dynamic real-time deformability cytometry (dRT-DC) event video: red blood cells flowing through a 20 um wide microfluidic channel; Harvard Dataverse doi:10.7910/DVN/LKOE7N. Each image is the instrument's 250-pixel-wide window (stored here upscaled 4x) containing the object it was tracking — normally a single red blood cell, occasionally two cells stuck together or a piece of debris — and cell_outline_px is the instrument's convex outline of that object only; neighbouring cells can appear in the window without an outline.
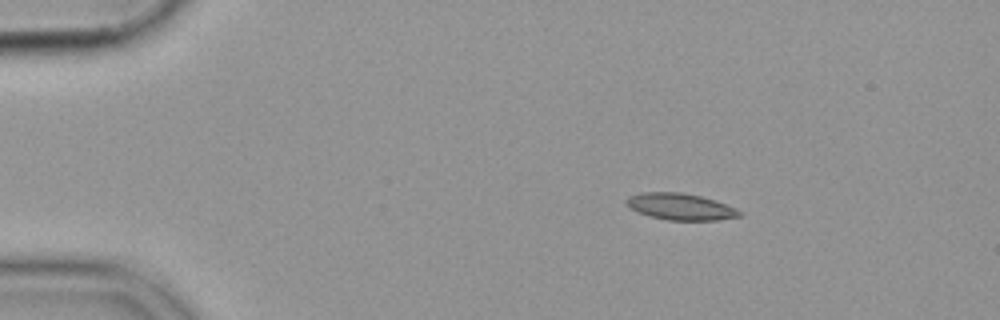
{"species": "common noctule bat (a hibernating species)", "species_latin": "Nyctalus noctula", "temperature_condition": "cold", "stored_images_in_passage": 47, "camera_frame_rate_fps": 3000, "um_per_image_px": 0.085, "animal": {"sex": "female", "body_mass_g": 19.9}, "frame": {"image": 1, "passage_image": 1, "time_ms": 0.0, "image_size_px": [1000, 320], "cell_outline_px": [[744, 212], [740, 216], [716, 220], [668, 220], [648, 216], [632, 208], [624, 200], [628, 196], [640, 192], [680, 192], [700, 196], [736, 208]], "centroid_in_image_um": [57.83, 17.56], "position_along_channel_um": 27.2, "area_um2": 17.34}}
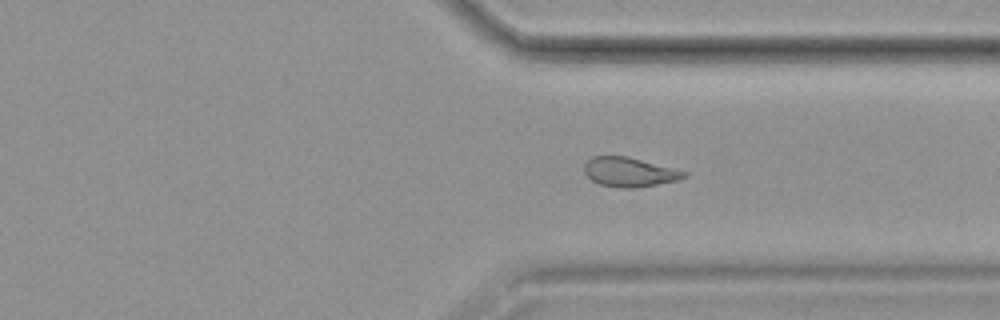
{"frame": {"image": 2, "passage_image": 34, "time_ms": 11.0, "image_size_px": [1000, 320], "cell_outline_px": [[688, 176], [680, 180], [640, 188], [620, 188], [600, 184], [592, 180], [584, 172], [584, 164], [592, 156], [628, 156], [688, 172]], "centroid_in_image_um": [53.53, 14.63], "position_along_channel_um": 357.9, "area_um2": 17.28}}
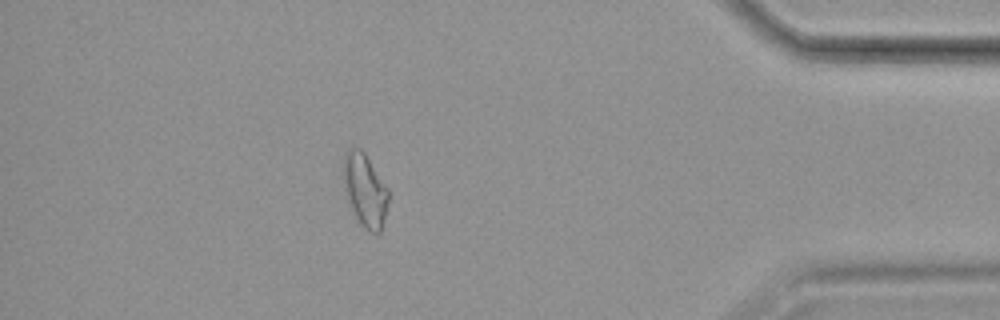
{"frame": {"image": 3, "passage_image": 41, "time_ms": 13.333, "image_size_px": [1000, 320], "cell_outline_px": [[388, 200], [380, 232], [368, 232], [364, 228], [356, 216], [348, 200], [344, 188], [340, 168], [344, 152], [348, 148], [360, 148], [364, 152], [388, 188]], "centroid_in_image_um": [30.96, 16.08], "position_along_channel_um": 404.2, "area_um2": 19.25}}